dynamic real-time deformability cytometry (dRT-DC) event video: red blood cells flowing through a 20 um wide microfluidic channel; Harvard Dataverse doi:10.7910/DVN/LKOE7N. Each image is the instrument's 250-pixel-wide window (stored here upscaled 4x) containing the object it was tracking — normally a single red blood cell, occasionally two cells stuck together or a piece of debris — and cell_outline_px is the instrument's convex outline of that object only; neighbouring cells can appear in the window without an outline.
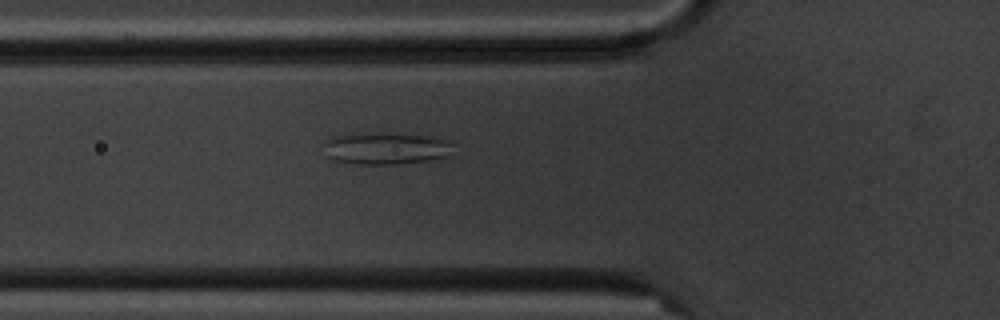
{"species": "common noctule bat (a hibernating species)", "species_latin": "Nyctalus noctula", "temperature_condition": "cold", "stored_images_in_passage": 3, "camera_frame_rate_fps": 3000, "um_per_image_px": 0.085, "animal": {"sex": "male", "body_mass_g": 20.1, "forearm_length_mm": 53.5}, "frame": {"image": 1, "passage_image": 3, "time_ms": 2.333, "image_size_px": [1000, 320], "cell_outline_px": [[452, 156], [428, 160], [392, 164], [352, 164], [332, 160], [328, 156], [324, 140], [336, 136], [420, 136], [448, 140], [452, 144]], "centroid_in_image_um": [32.84, 12.69], "position_along_channel_um": 93.0, "area_um2": 22.66}}